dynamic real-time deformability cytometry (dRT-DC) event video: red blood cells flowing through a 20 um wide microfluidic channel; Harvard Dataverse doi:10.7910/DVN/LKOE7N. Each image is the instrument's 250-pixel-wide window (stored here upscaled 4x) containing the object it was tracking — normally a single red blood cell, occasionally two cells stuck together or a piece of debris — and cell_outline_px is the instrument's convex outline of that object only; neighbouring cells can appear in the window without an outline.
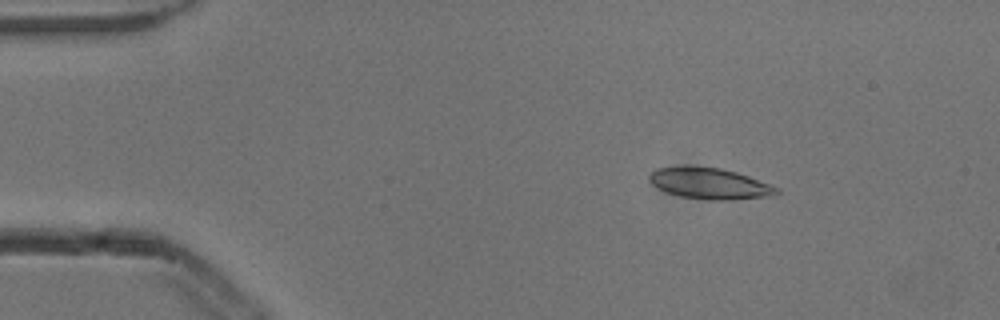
{"species": "common noctule bat (a hibernating species)", "species_latin": "Nyctalus noctula", "temperature_condition": "cold", "stored_images_in_passage": 4, "camera_frame_rate_fps": 3000, "um_per_image_px": 0.085, "animal": {"sex": "male", "body_mass_g": 13.3}, "frame": {"image": 1, "passage_image": 3, "time_ms": 0.667, "image_size_px": [1000, 320], "cell_outline_px": [[780, 192], [776, 196], [732, 200], [708, 200], [680, 196], [668, 192], [652, 184], [648, 180], [648, 176], [656, 168], [684, 164], [720, 168], [736, 172], [748, 176], [780, 188]], "centroid_in_image_um": [60.33, 15.58], "position_along_channel_um": 24.7, "area_um2": 23.58}}